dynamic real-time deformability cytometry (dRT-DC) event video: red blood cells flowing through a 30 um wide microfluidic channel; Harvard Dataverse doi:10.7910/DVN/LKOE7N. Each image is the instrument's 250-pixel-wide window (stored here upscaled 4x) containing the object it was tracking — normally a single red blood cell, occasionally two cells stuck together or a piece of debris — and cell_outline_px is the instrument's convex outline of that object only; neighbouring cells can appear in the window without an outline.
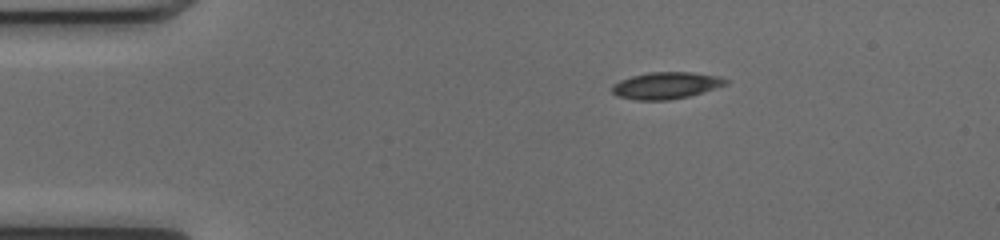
{"species": "common noctule bat (a hibernating species)", "species_latin": "Nyctalus noctula", "temperature_condition": "cold", "stored_images_in_passage": 43, "camera_frame_rate_fps": 3000, "um_per_image_px": 0.085, "animal": {"sex": "female", "body_mass_g": 17.0, "forearm_length_mm": 48.0}, "frame": {"image": 1, "passage_image": 1, "time_ms": 0.0, "image_size_px": [1000, 240], "cell_outline_px": [[728, 84], [704, 92], [688, 96], [668, 100], [636, 100], [616, 96], [612, 92], [612, 84], [620, 80], [632, 76], [648, 72], [692, 72], [720, 76], [728, 80]], "centroid_in_image_um": [56.62, 7.26], "position_along_channel_um": 28.4, "area_um2": 17.86}}
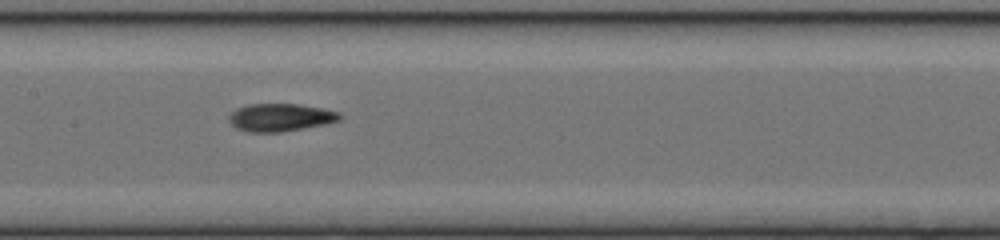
{"frame": {"image": 2, "passage_image": 17, "time_ms": 5.333, "image_size_px": [1000, 240], "cell_outline_px": [[344, 116], [340, 120], [328, 124], [280, 132], [248, 132], [236, 128], [228, 120], [228, 116], [236, 108], [248, 104], [296, 104], [320, 108], [340, 112]], "centroid_in_image_um": [23.85, 9.98], "position_along_channel_um": 183.6, "area_um2": 18.03}}
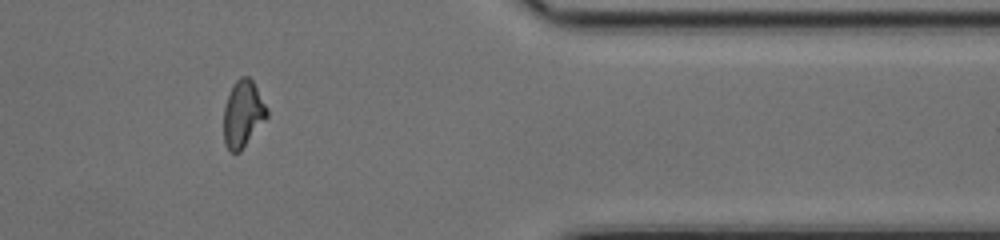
{"frame": {"image": 3, "passage_image": 34, "time_ms": 11.0, "image_size_px": [1000, 240], "cell_outline_px": [[268, 116], [240, 152], [228, 152], [224, 144], [224, 108], [228, 96], [236, 80], [240, 76], [248, 76], [252, 80], [268, 108]], "centroid_in_image_um": [20.65, 9.7], "position_along_channel_um": 390.8, "area_um2": 16.76}, "authors_computed_cell_mechanics": {"area_um2": 17.5134, "velocity_mm_per_s": 4.065, "shape_relaxation_time_tau1_ms": 6.6488, "shape_relaxation_time_tau2_ms": 2.1735, "deformation_change_tau1": 0.1842, "deformation_change_tau2": 0.0843}}